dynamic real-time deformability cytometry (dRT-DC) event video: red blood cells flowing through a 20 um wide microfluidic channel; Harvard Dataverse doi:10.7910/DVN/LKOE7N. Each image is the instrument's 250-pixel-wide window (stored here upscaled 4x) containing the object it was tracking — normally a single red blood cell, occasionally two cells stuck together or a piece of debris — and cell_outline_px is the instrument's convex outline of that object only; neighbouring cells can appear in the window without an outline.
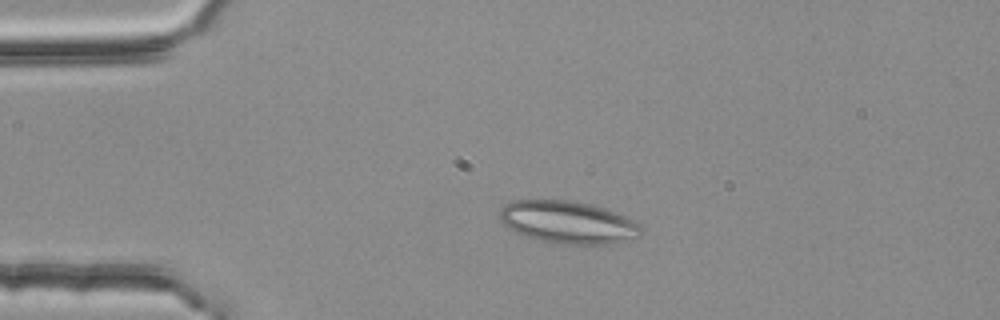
{"species": "common noctule bat (a hibernating species)", "species_latin": "Nyctalus noctula", "temperature_condition": "room temperature", "stored_images_in_passage": 3, "camera_frame_rate_fps": 3000, "um_per_image_px": 0.085, "animal": {"sex": "female", "body_mass_g": 25.1}, "frame": {"image": 1, "passage_image": 2, "time_ms": 0.333, "image_size_px": [1000, 320], "cell_outline_px": [[644, 228], [640, 236], [612, 244], [556, 244], [524, 236], [516, 232], [504, 224], [500, 220], [500, 208], [504, 204], [512, 200], [568, 200], [588, 204], [604, 208], [616, 212], [640, 224]], "centroid_in_image_um": [48.28, 18.9], "position_along_channel_um": 36.7, "area_um2": 35.08}}